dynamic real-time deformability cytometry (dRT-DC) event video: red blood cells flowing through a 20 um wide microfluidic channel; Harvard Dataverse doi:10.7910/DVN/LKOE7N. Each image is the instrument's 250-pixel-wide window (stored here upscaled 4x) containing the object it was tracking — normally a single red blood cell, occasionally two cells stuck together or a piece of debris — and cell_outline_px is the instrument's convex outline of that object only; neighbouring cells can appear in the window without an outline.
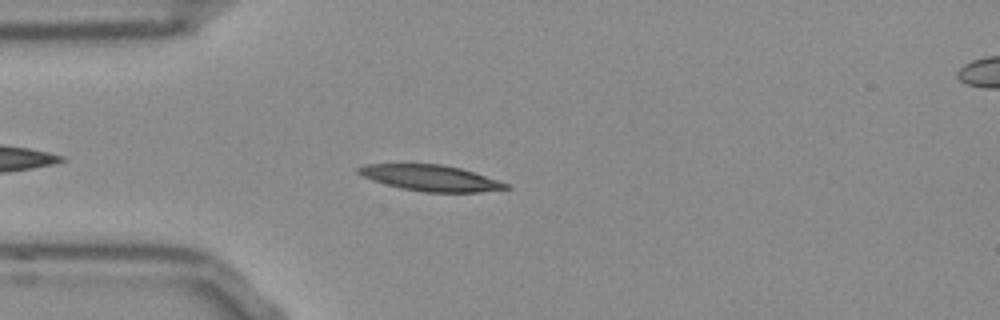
{"species": "Egyptian fruit bat (a non-hibernating species)", "species_latin": "Rousettus aegyptiacus", "temperature_condition": "room temperature", "stored_images_in_passage": 37, "camera_frame_rate_fps": 3000, "um_per_image_px": 0.085, "frame": {"image": 1, "passage_image": 6, "time_ms": 1.667, "image_size_px": [1000, 320], "cell_outline_px": [[512, 188], [480, 192], [424, 192], [400, 188], [372, 180], [356, 172], [356, 168], [368, 164], [440, 164], [460, 168], [508, 184]], "centroid_in_image_um": [36.58, 15.13], "position_along_channel_um": 48.4, "area_um2": 22.02}}
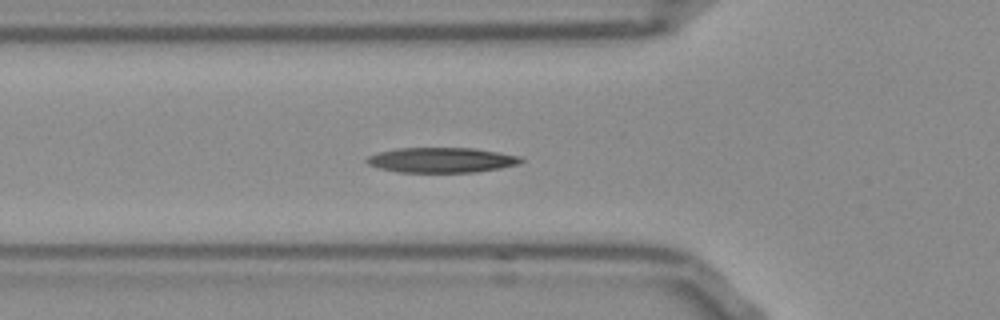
{"frame": {"image": 2, "passage_image": 10, "time_ms": 3.0, "image_size_px": [1000, 320], "cell_outline_px": [[524, 160], [520, 164], [500, 168], [476, 172], [396, 172], [380, 168], [368, 164], [364, 160], [368, 156], [380, 152], [396, 148], [472, 148], [520, 156]], "centroid_in_image_um": [37.52, 13.61], "position_along_channel_um": 88.3, "area_um2": 22.48}}
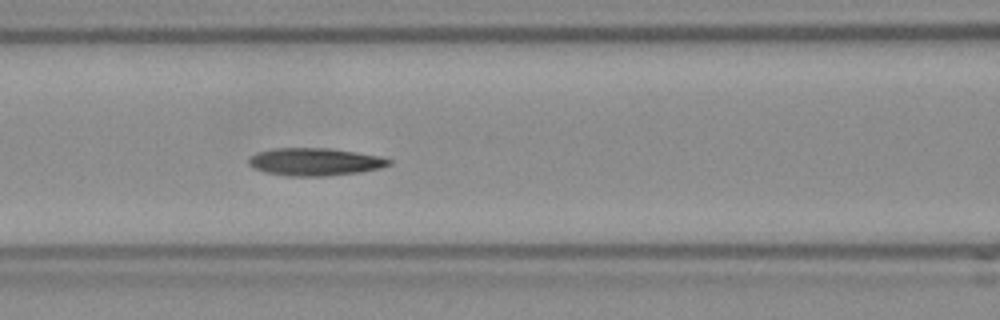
{"frame": {"image": 3, "passage_image": 14, "time_ms": 4.333, "image_size_px": [1000, 320], "cell_outline_px": [[392, 164], [380, 168], [360, 172], [324, 176], [288, 176], [264, 172], [252, 168], [248, 164], [248, 160], [256, 152], [276, 148], [328, 148], [376, 156], [392, 160]], "centroid_in_image_um": [26.71, 13.76], "position_along_channel_um": 139.9, "area_um2": 22.43}, "authors_computed_cell_mechanics": {"area_um2": 22.0218, "velocity_mm_per_s": 3.7972, "shape_relaxation_time_tau1_ms": 5.2601, "shape_relaxation_time_tau2_ms": 3.1322, "deformation_change_tau1": 0.1742, "deformation_change_tau2": 0.0994}}